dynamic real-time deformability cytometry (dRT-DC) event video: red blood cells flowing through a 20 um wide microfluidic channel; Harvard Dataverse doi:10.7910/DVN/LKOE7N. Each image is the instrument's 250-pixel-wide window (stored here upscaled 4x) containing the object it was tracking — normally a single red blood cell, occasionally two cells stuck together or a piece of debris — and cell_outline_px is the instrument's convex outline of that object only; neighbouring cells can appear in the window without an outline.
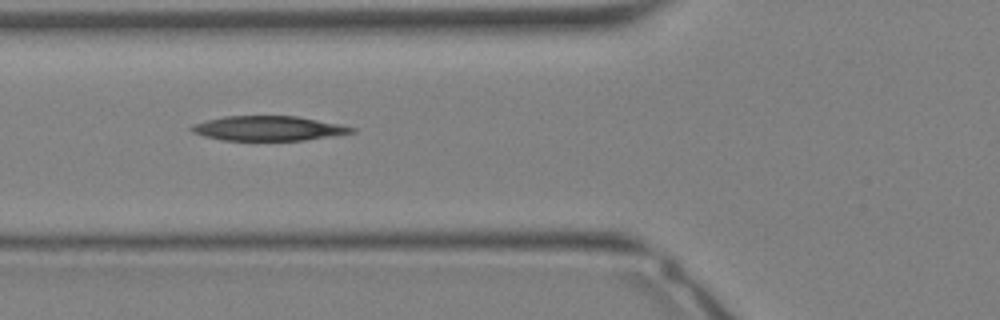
{"species": "Egyptian fruit bat (a non-hibernating species)", "species_latin": "Rousettus aegyptiacus", "temperature_condition": "warm", "stored_images_in_passage": 8, "camera_frame_rate_fps": 3000, "um_per_image_px": 0.085, "animal": {"sex": "female"}, "frame": {"image": 1, "passage_image": 3, "time_ms": 0.667, "image_size_px": [1000, 320], "cell_outline_px": [[356, 132], [304, 140], [220, 140], [204, 136], [192, 132], [188, 128], [196, 124], [208, 120], [224, 116], [296, 116], [340, 124], [356, 128]], "centroid_in_image_um": [22.81, 10.91], "position_along_channel_um": 103.0, "area_um2": 22.83}}
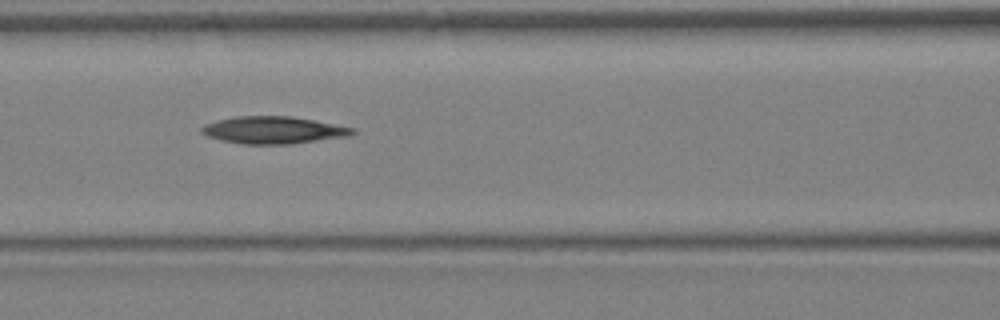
{"frame": {"image": 2, "passage_image": 5, "time_ms": 1.333, "image_size_px": [1000, 320], "cell_outline_px": [[356, 132], [348, 136], [292, 144], [244, 144], [220, 140], [208, 136], [200, 132], [200, 128], [204, 124], [216, 120], [236, 116], [292, 116], [356, 128]], "centroid_in_image_um": [23.22, 11.05], "position_along_channel_um": 143.4, "area_um2": 24.04}}